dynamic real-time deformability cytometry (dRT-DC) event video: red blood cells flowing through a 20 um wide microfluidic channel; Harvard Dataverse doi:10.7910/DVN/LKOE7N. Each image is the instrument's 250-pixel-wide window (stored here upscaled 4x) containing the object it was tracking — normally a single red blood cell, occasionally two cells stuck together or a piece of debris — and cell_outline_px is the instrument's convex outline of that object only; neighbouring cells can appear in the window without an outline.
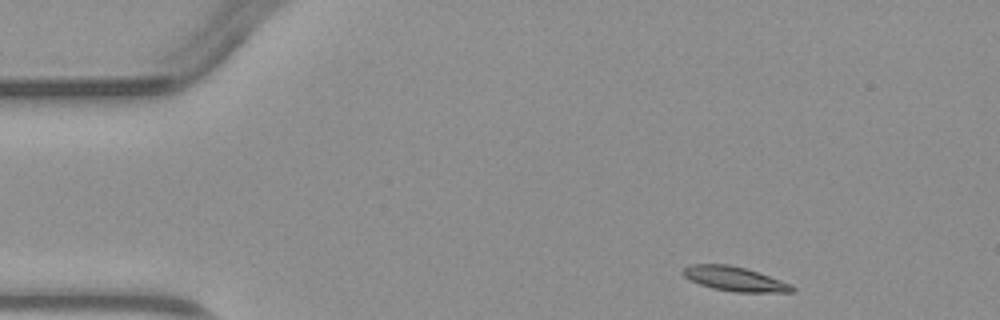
{"species": "common noctule bat (a hibernating species)", "species_latin": "Nyctalus noctula", "temperature_condition": "warm", "stored_images_in_passage": 4, "segment_of_instrument_passage": [1, 2], "camera_frame_rate_fps": 3000, "um_per_image_px": 0.085, "animal": {"sex": "male", "body_mass_g": 23.1, "forearm_length_mm": 52.7}, "frame": {"image": 1, "passage_image": 1, "time_ms": 0.0, "image_size_px": [1000, 320], "cell_outline_px": [[796, 288], [792, 292], [736, 292], [712, 288], [700, 284], [684, 276], [680, 272], [684, 268], [692, 264], [728, 264], [744, 268], [792, 284]], "centroid_in_image_um": [62.44, 23.71], "position_along_channel_um": 22.6, "area_um2": 15.32}}
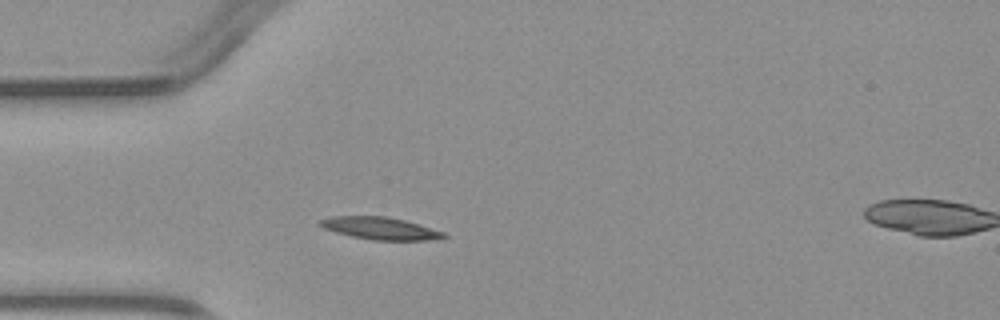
{"frame": {"image": 2, "passage_image": 3, "time_ms": 2.333, "image_size_px": [1000, 320], "cell_outline_px": [[448, 236], [440, 240], [372, 240], [352, 236], [336, 232], [324, 228], [316, 224], [320, 220], [332, 216], [388, 216], [404, 220], [444, 232]], "centroid_in_image_um": [32.33, 19.41], "position_along_channel_um": 52.7, "area_um2": 16.13}}